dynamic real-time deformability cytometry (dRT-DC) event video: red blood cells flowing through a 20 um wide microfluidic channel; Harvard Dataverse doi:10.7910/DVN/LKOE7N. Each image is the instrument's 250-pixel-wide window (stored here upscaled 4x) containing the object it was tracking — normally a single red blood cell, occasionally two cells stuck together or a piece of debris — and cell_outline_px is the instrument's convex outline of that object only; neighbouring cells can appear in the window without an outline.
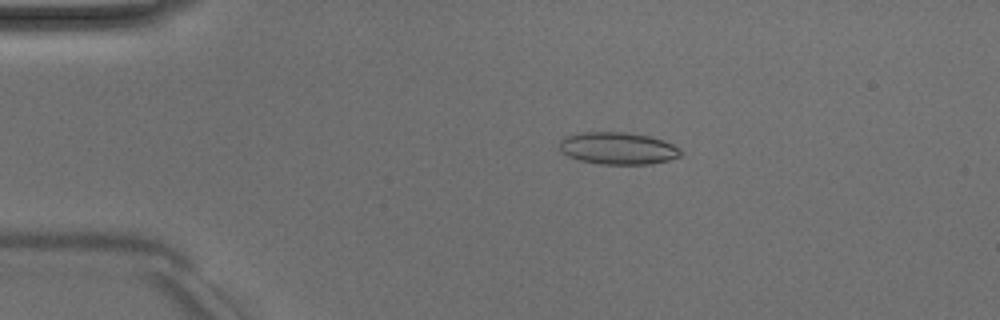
{"species": "Egyptian fruit bat (a non-hibernating species)", "species_latin": "Rousettus aegyptiacus", "temperature_condition": "room temperature", "stored_images_in_passage": 45, "camera_frame_rate_fps": 3000, "um_per_image_px": 0.085, "animal": {"sex": "male"}, "frame": {"image": 1, "passage_image": 5, "time_ms": 1.333, "image_size_px": [1000, 320], "cell_outline_px": [[684, 152], [680, 156], [668, 160], [648, 164], [600, 164], [580, 160], [568, 156], [560, 152], [560, 140], [564, 136], [580, 132], [628, 132], [648, 136], [664, 140], [680, 148]], "centroid_in_image_um": [52.51, 12.6], "position_along_channel_um": 32.5, "area_um2": 22.89}}
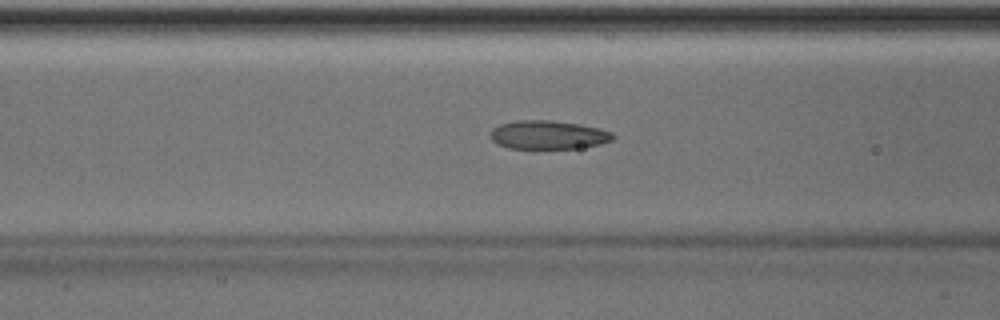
{"frame": {"image": 2, "passage_image": 15, "time_ms": 4.667, "image_size_px": [1000, 320], "cell_outline_px": [[616, 136], [612, 140], [600, 144], [580, 148], [508, 148], [496, 144], [492, 140], [492, 128], [500, 124], [516, 120], [552, 120], [580, 124], [600, 128], [612, 132]], "centroid_in_image_um": [46.62, 11.46], "position_along_channel_um": 120.0, "area_um2": 20.52}}
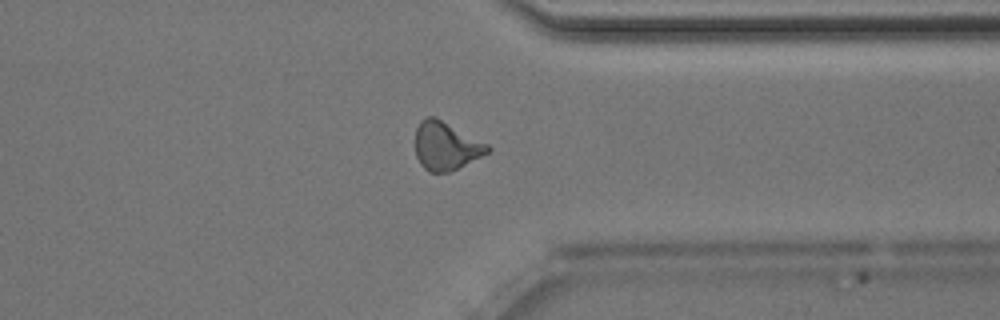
{"frame": {"image": 3, "passage_image": 34, "time_ms": 11.0, "image_size_px": [1000, 320], "cell_outline_px": [[492, 148], [488, 152], [448, 172], [428, 172], [420, 164], [416, 156], [416, 128], [420, 120], [428, 116], [436, 116], [488, 144]], "centroid_in_image_um": [37.87, 12.38], "position_along_channel_um": 373.5, "area_um2": 20.17}, "authors_computed_cell_mechanics": {"area_um2": 20.519, "velocity_mm_per_s": 4.0366, "shape_relaxation_time_tau1_ms": 4.9576, "shape_relaxation_time_tau2_ms": 2.8799, "deformation_change_tau1": 0.1482, "deformation_change_tau2": 0.0957}}